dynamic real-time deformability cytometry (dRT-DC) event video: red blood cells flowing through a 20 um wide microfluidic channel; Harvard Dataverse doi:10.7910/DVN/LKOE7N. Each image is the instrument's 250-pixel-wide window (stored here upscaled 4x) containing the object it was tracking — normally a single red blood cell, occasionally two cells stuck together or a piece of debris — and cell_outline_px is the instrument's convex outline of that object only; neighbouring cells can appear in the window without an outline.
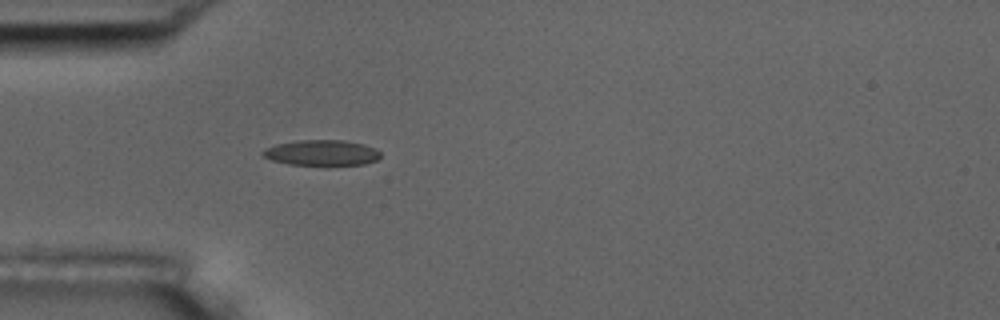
{"species": "common noctule bat (a hibernating species)", "species_latin": "Nyctalus noctula", "temperature_condition": "room temperature", "stored_images_in_passage": 2, "camera_frame_rate_fps": 3000, "um_per_image_px": 0.085, "animal": {"sex": "male", "body_mass_g": 17.5, "forearm_length_mm": 52.3}, "frame": {"image": 1, "passage_image": 2, "time_ms": 1.333, "image_size_px": [1000, 320], "cell_outline_px": [[380, 156], [376, 160], [364, 164], [328, 168], [288, 164], [272, 160], [264, 156], [260, 152], [264, 148], [276, 144], [300, 140], [344, 140], [364, 144], [376, 148], [380, 152]], "centroid_in_image_um": [27.36, 13.03], "position_along_channel_um": 57.6, "area_um2": 18.44}}